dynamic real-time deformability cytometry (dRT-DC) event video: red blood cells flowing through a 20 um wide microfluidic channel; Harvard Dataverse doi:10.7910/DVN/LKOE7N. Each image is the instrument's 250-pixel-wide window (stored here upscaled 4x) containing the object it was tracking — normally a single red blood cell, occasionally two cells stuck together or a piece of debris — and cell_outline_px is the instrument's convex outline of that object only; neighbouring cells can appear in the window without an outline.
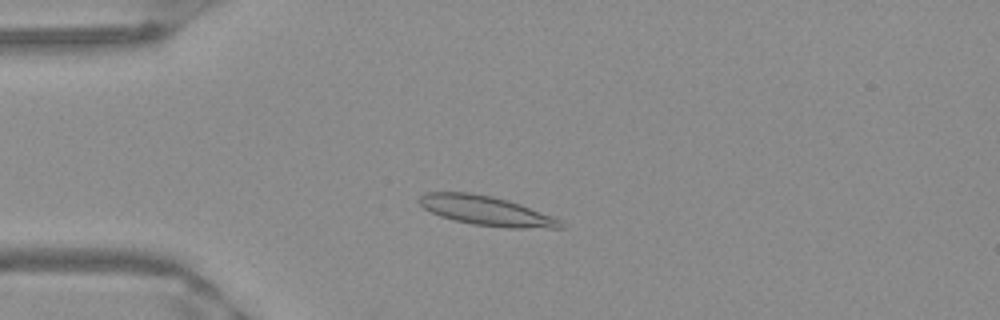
{"species": "Egyptian fruit bat (a non-hibernating species)", "species_latin": "Rousettus aegyptiacus", "temperature_condition": "warm", "stored_images_in_passage": 48, "camera_frame_rate_fps": 3000, "um_per_image_px": 0.085, "frame": {"image": 1, "passage_image": 10, "time_ms": 3.0, "image_size_px": [1000, 320], "cell_outline_px": [[564, 228], [508, 228], [472, 224], [452, 220], [440, 216], [424, 208], [416, 200], [424, 192], [468, 192], [492, 196], [508, 200], [520, 204], [552, 216], [560, 220]], "centroid_in_image_um": [41.29, 17.91], "position_along_channel_um": 43.7, "area_um2": 24.28}}
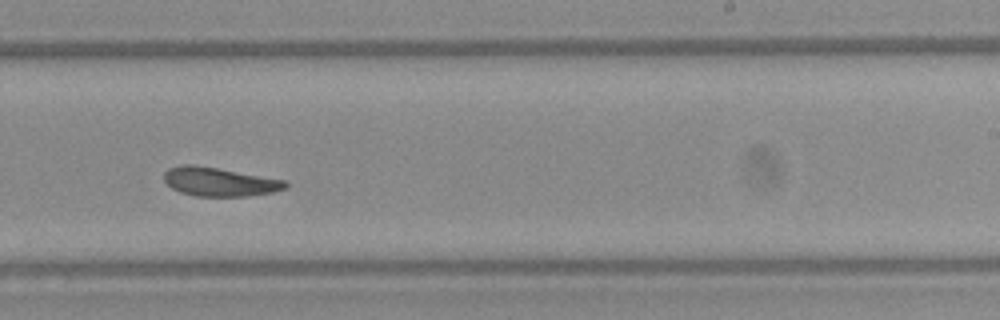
{"frame": {"image": 2, "passage_image": 29, "time_ms": 9.333, "image_size_px": [1000, 320], "cell_outline_px": [[288, 184], [284, 188], [272, 192], [248, 196], [196, 196], [180, 192], [172, 188], [164, 180], [164, 172], [168, 168], [180, 164], [192, 164], [288, 180]], "centroid_in_image_um": [18.64, 15.44], "position_along_channel_um": 270.4, "area_um2": 20.35}}
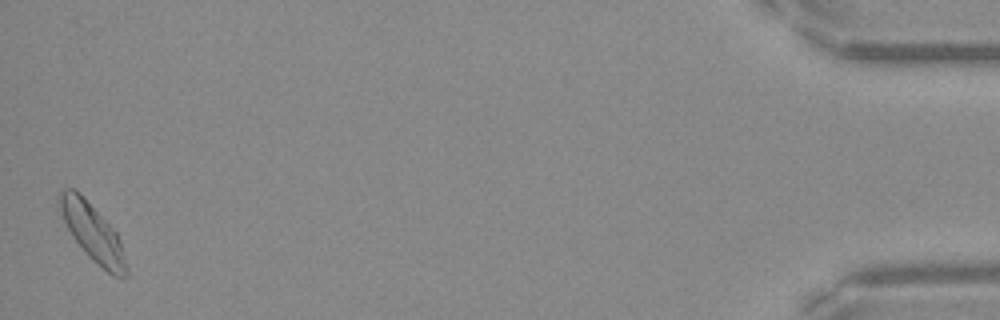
{"frame": {"image": 3, "passage_image": 48, "time_ms": 15.667, "image_size_px": [1000, 320], "cell_outline_px": [[128, 276], [112, 276], [96, 264], [88, 256], [72, 236], [56, 204], [56, 200], [60, 192], [64, 188], [72, 188], [80, 192], [116, 232], [120, 240], [128, 268]], "centroid_in_image_um": [7.85, 19.75], "position_along_channel_um": 427.3, "area_um2": 22.37}, "authors_computed_cell_mechanics": {"area_um2": 21.3282, "velocity_mm_per_s": 3.9202, "shape_relaxation_time_tau1_ms": 6.001, "shape_relaxation_time_tau2_ms": 7.0844, "deformation_change_tau1": 0.1665, "deformation_change_tau2": 0.1099}}